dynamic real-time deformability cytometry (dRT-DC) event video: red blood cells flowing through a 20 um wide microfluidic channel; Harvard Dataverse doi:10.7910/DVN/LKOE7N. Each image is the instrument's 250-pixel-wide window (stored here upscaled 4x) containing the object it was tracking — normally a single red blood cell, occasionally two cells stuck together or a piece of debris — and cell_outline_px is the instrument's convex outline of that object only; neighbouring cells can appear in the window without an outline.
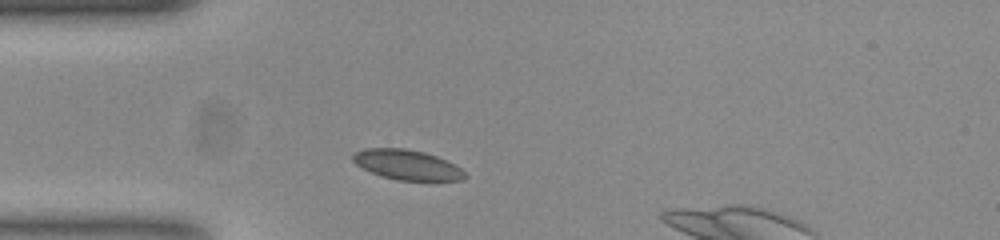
{"species": "common noctule bat (a hibernating species)", "species_latin": "Nyctalus noctula", "temperature_condition": "room temperature", "stored_images_in_passage": 32, "camera_frame_rate_fps": 3000, "um_per_image_px": 0.085, "animal": {"sex": "female", "body_mass_g": 23.0, "forearm_length_mm": 53.4}, "frame": {"image": 1, "passage_image": 4, "time_ms": 1.0, "image_size_px": [1000, 240], "cell_outline_px": [[468, 176], [464, 180], [396, 180], [380, 176], [356, 164], [352, 160], [352, 156], [356, 152], [364, 148], [404, 148], [424, 152], [436, 156], [460, 168]], "centroid_in_image_um": [34.59, 14.01], "position_along_channel_um": 50.4, "area_um2": 19.36}}
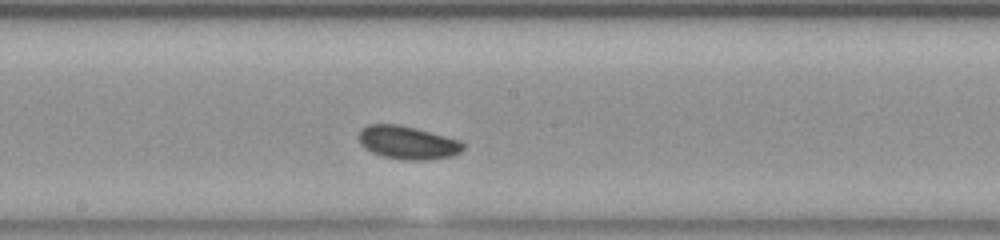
{"frame": {"image": 2, "passage_image": 18, "time_ms": 5.667, "image_size_px": [1000, 240], "cell_outline_px": [[464, 148], [460, 152], [452, 156], [424, 160], [412, 160], [384, 156], [372, 152], [360, 144], [360, 132], [368, 124], [396, 124], [460, 140], [464, 144]], "centroid_in_image_um": [34.67, 12.12], "position_along_channel_um": 213.5, "area_um2": 19.59}}
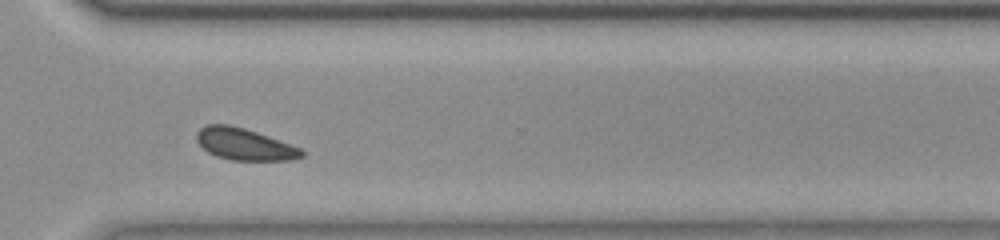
{"frame": {"image": 3, "passage_image": 29, "time_ms": 9.333, "image_size_px": [1000, 240], "cell_outline_px": [[304, 156], [292, 160], [232, 160], [216, 156], [208, 152], [196, 140], [196, 132], [200, 128], [208, 124], [228, 124], [244, 128], [268, 136], [300, 148], [304, 152]], "centroid_in_image_um": [20.76, 12.26], "position_along_channel_um": 349.8, "area_um2": 19.31}, "authors_computed_cell_mechanics": {"area_um2": 19.3052, "velocity_mm_per_s": 3.709, "shape_relaxation_time_tau1_ms": 6.8791, "shape_relaxation_time_tau2_ms": 10.7929, "deformation_change_tau1": 0.1318, "deformation_change_tau2": 0.1}}